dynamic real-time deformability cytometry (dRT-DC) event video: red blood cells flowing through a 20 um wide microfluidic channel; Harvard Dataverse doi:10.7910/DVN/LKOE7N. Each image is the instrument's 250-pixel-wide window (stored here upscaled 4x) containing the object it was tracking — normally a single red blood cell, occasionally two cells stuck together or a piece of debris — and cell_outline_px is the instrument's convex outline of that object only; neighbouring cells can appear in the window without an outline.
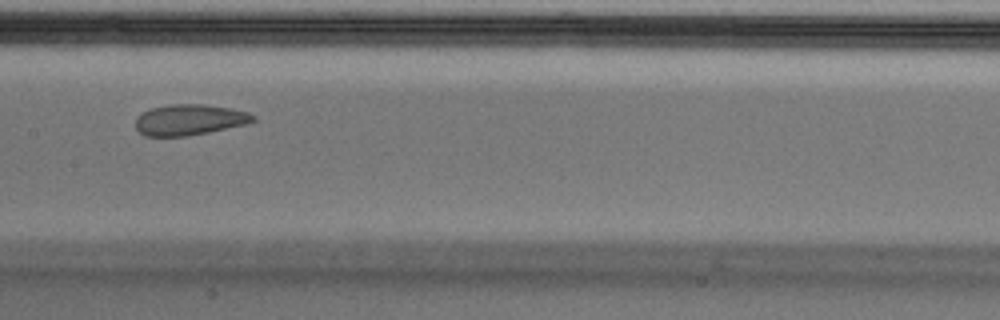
{"species": "Egyptian fruit bat (a non-hibernating species)", "species_latin": "Rousettus aegyptiacus", "temperature_condition": "cold", "stored_images_in_passage": 39, "camera_frame_rate_fps": 3000, "um_per_image_px": 0.085, "animal": {"sex": "male"}, "frame": {"image": 1, "passage_image": 12, "time_ms": 3.667, "image_size_px": [1000, 320], "cell_outline_px": [[256, 120], [244, 124], [208, 132], [188, 136], [144, 136], [136, 128], [136, 116], [152, 108], [172, 104], [204, 104], [228, 108], [248, 112], [256, 116]], "centroid_in_image_um": [16.09, 10.18], "position_along_channel_um": 191.3, "area_um2": 20.92}, "authors_computed_cell_mechanics": {"area_um2": 22.542, "velocity_mm_per_s": 3.6924, "shape_relaxation_time_tau1_ms": null, "shape_relaxation_time_tau2_ms": 1.7285, "deformation_change_tau1": null, "deformation_change_tau2": 0.0656}}